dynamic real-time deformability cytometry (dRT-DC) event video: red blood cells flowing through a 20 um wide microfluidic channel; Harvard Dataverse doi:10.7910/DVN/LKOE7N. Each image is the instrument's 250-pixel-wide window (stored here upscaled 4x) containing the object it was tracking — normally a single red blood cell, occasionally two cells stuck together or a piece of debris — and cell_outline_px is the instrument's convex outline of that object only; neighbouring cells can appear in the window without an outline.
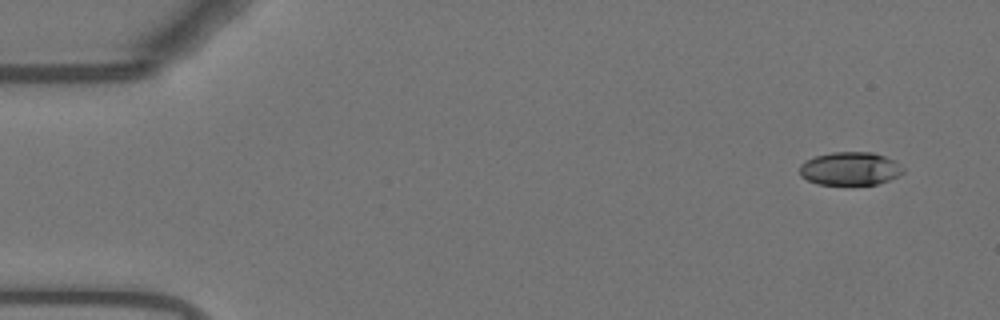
{"species": "Egyptian fruit bat (a non-hibernating species)", "species_latin": "Rousettus aegyptiacus", "temperature_condition": "warm", "stored_images_in_passage": 52, "camera_frame_rate_fps": 3000, "um_per_image_px": 0.085, "animal": {"sex": "female"}, "frame": {"image": 1, "passage_image": 1, "time_ms": 0.0, "image_size_px": [1000, 320], "cell_outline_px": [[904, 172], [888, 180], [876, 184], [816, 184], [800, 176], [800, 164], [816, 156], [832, 152], [872, 152], [884, 156], [892, 160], [904, 168]], "centroid_in_image_um": [72.24, 14.33], "position_along_channel_um": 12.8, "area_um2": 19.77}}
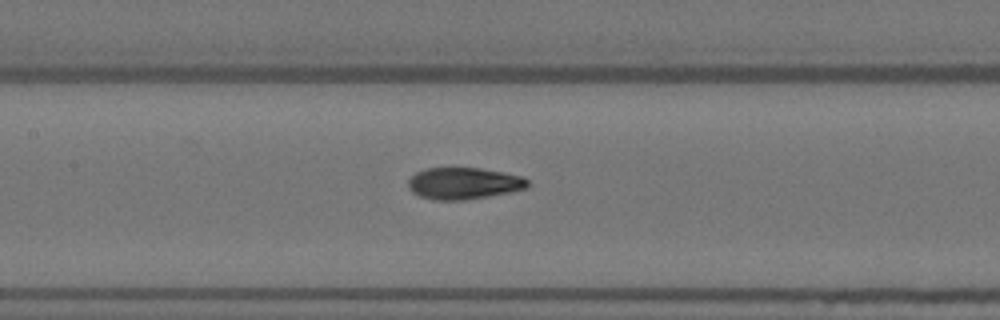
{"frame": {"image": 2, "passage_image": 23, "time_ms": 7.333, "image_size_px": [1000, 320], "cell_outline_px": [[528, 188], [512, 192], [464, 200], [436, 200], [420, 196], [412, 192], [408, 188], [408, 180], [416, 172], [424, 168], [480, 168], [524, 176], [528, 180]], "centroid_in_image_um": [39.43, 15.58], "position_along_channel_um": 168.0, "area_um2": 22.2}}
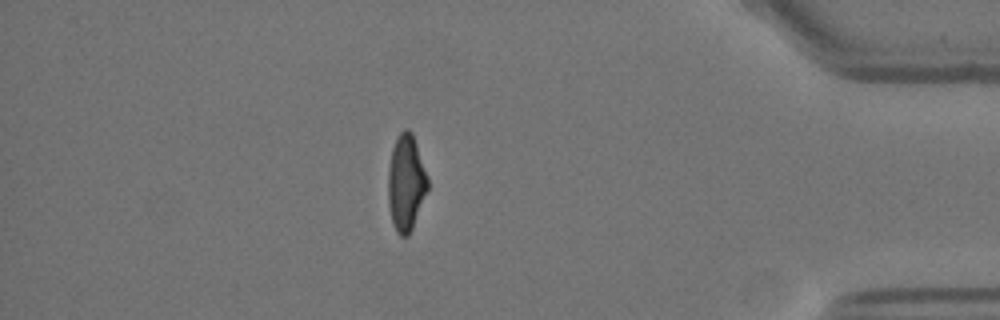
{"frame": {"image": 3, "passage_image": 45, "time_ms": 14.667, "image_size_px": [1000, 320], "cell_outline_px": [[428, 188], [412, 228], [408, 236], [400, 236], [396, 232], [392, 220], [388, 204], [388, 172], [392, 148], [400, 132], [404, 128], [408, 128], [412, 132], [428, 176]], "centroid_in_image_um": [34.51, 15.52], "position_along_channel_um": 400.7, "area_um2": 22.08}, "authors_computed_cell_mechanics": {"area_um2": 22.1374, "velocity_mm_per_s": 3.7104, "shape_relaxation_time_tau1_ms": 5.3216, "shape_relaxation_time_tau2_ms": 1.4485, "deformation_change_tau1": 0.2027, "deformation_change_tau2": 0.0641}}